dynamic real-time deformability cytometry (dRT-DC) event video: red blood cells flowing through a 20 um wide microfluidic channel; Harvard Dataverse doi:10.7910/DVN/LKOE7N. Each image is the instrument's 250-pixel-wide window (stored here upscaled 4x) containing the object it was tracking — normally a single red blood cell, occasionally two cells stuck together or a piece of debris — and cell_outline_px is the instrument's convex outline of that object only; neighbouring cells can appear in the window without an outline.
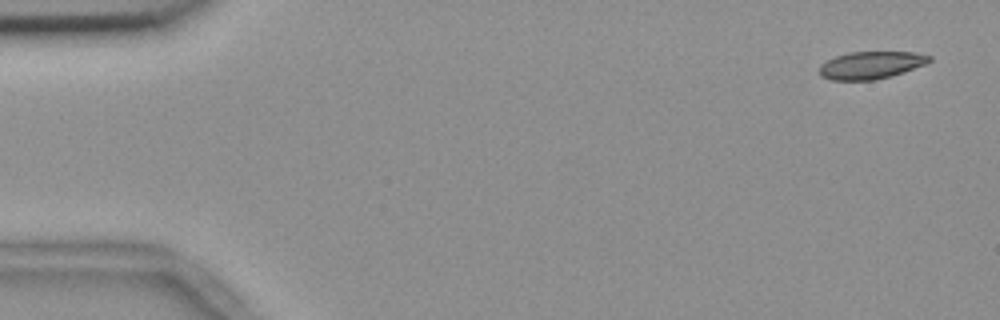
{"species": "common noctule bat (a hibernating species)", "species_latin": "Nyctalus noctula", "temperature_condition": "room temperature", "stored_images_in_passage": 6, "segment_of_instrument_passage": [1, 2], "camera_frame_rate_fps": 3000, "um_per_image_px": 0.085, "animal": {"sex": "female", "body_mass_g": 18.4}, "frame": {"image": 1, "passage_image": 1, "time_ms": 0.0, "image_size_px": [1000, 320], "cell_outline_px": [[932, 60], [924, 64], [876, 80], [832, 80], [820, 76], [820, 64], [836, 56], [848, 52], [912, 52], [932, 56]], "centroid_in_image_um": [73.99, 5.53], "position_along_channel_um": 11.0, "area_um2": 17.28}}
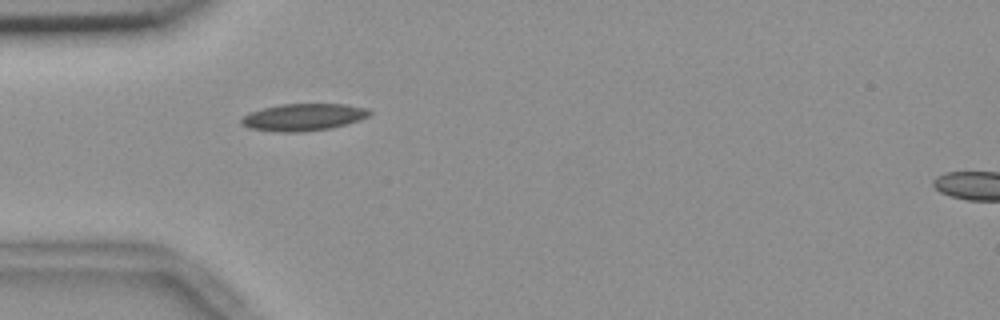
{"frame": {"image": 2, "passage_image": 5, "time_ms": 1.333, "image_size_px": [1000, 320], "cell_outline_px": [[372, 112], [368, 116], [344, 124], [328, 128], [300, 132], [276, 132], [248, 128], [240, 124], [240, 120], [248, 112], [280, 104], [344, 104], [364, 108]], "centroid_in_image_um": [25.69, 9.96], "position_along_channel_um": 59.3, "area_um2": 20.0}}